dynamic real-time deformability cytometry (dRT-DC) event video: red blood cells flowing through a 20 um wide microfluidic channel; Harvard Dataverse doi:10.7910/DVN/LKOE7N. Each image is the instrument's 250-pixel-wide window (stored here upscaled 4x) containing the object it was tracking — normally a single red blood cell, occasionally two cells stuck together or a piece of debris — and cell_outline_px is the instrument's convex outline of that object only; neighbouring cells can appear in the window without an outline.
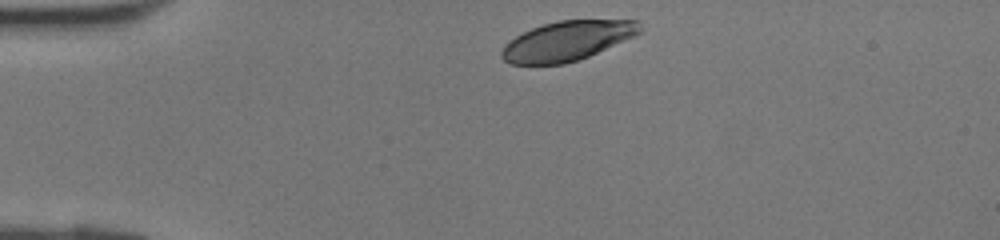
{"species": "human", "species_latin": "Homo sapiens", "temperature_condition": "room temperature", "stored_images_in_passage": 28, "camera_frame_rate_fps": 3000, "um_per_image_px": 0.085, "donor": {"sex": "female"}, "frame": {"image": 1, "passage_image": 1, "time_ms": 0.0, "image_size_px": [1000, 240], "cell_outline_px": [[644, 32], [636, 36], [588, 56], [564, 64], [508, 64], [500, 56], [500, 52], [504, 44], [508, 40], [532, 28], [544, 24], [560, 20], [640, 20], [644, 28]], "centroid_in_image_um": [48.25, 3.46], "position_along_channel_um": 36.8, "area_um2": 32.14}}
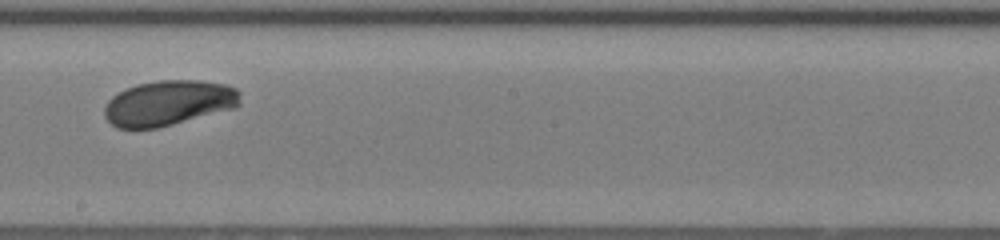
{"frame": {"image": 2, "passage_image": 16, "time_ms": 5.0, "image_size_px": [1000, 240], "cell_outline_px": [[240, 104], [236, 108], [156, 128], [116, 128], [104, 116], [104, 108], [108, 100], [112, 96], [124, 88], [136, 84], [160, 80], [200, 80], [228, 84], [236, 88], [240, 92]], "centroid_in_image_um": [14.35, 8.74], "position_along_channel_um": 233.9, "area_um2": 36.07}}
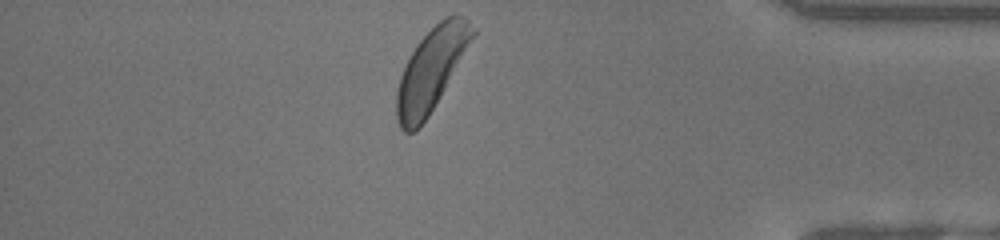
{"frame": {"image": 3, "passage_image": 28, "time_ms": 9.0, "image_size_px": [1000, 240], "cell_outline_px": [[476, 36], [428, 116], [412, 132], [404, 132], [400, 128], [396, 120], [396, 92], [400, 76], [416, 44], [440, 20], [456, 12], [468, 20], [476, 28]], "centroid_in_image_um": [36.68, 5.89], "position_along_channel_um": 398.5, "area_um2": 36.13}}